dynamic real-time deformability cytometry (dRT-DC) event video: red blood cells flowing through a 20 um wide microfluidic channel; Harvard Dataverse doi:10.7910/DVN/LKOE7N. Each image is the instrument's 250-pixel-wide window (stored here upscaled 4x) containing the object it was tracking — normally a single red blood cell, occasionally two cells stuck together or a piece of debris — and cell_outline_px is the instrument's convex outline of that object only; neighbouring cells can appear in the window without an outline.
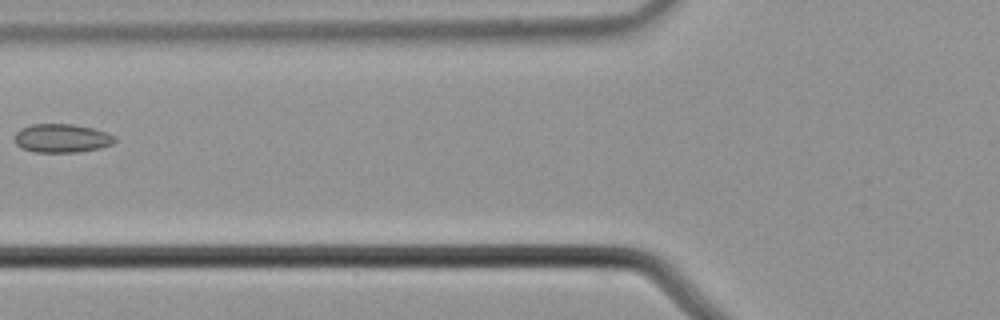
{"species": "common noctule bat (a hibernating species)", "species_latin": "Nyctalus noctula", "temperature_condition": "cold", "stored_images_in_passage": 6, "camera_frame_rate_fps": 3000, "um_per_image_px": 0.085, "animal": {"sex": "male", "body_mass_g": 21.5, "forearm_length_mm": 52.0}, "frame": {"image": 1, "passage_image": 6, "time_ms": 1.667, "image_size_px": [1000, 320], "cell_outline_px": [[116, 140], [112, 144], [100, 148], [76, 152], [36, 152], [20, 148], [16, 144], [16, 132], [20, 128], [32, 124], [72, 124], [92, 128], [108, 132]], "centroid_in_image_um": [5.24, 11.75], "position_along_channel_um": 120.6, "area_um2": 16.65}}